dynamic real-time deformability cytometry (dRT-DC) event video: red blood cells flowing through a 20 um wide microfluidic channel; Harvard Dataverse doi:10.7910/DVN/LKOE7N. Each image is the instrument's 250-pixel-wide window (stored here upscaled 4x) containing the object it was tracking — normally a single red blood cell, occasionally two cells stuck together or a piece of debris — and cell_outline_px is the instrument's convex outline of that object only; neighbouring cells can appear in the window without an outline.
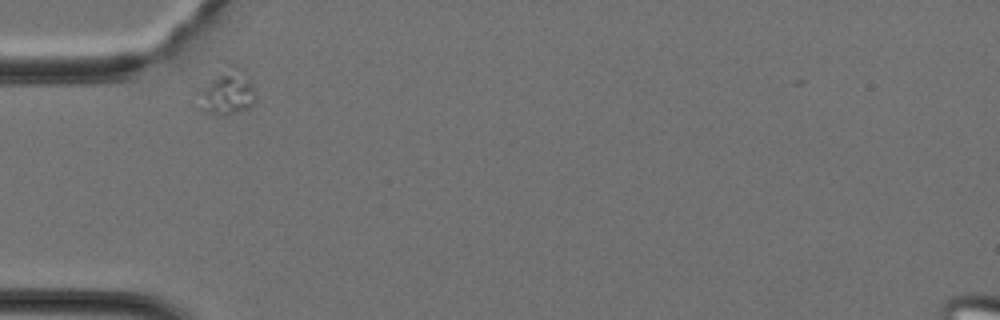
{"species": "Egyptian fruit bat (a non-hibernating species)", "species_latin": "Rousettus aegyptiacus", "temperature_condition": "cold", "stored_images_in_passage": 7, "camera_frame_rate_fps": 3000, "um_per_image_px": 0.085, "animal": {"sex": "female"}, "frame": {"image": 1, "passage_image": 1, "time_ms": 0.0, "image_size_px": [1000, 320], "cell_outline_px": [[256, 100], [248, 108], [236, 112], [220, 116], [204, 112], [200, 108], [200, 92], [228, 64], [232, 64], [252, 84], [256, 96]], "centroid_in_image_um": [19.33, 7.91], "position_along_channel_um": 65.7, "area_um2": 14.16}}